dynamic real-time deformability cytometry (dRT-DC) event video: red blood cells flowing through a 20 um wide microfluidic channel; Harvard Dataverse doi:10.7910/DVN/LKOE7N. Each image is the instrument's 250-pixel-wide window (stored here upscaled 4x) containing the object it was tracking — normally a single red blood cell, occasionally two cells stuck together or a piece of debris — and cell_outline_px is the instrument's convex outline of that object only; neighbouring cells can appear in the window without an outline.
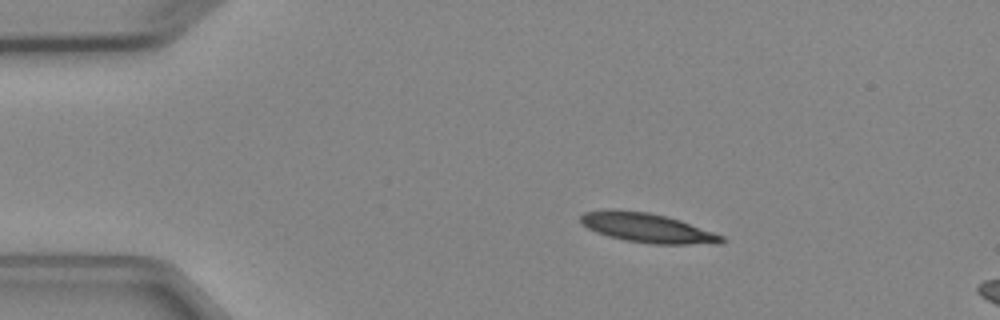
{"species": "Egyptian fruit bat (a non-hibernating species)", "species_latin": "Rousettus aegyptiacus", "temperature_condition": "cold", "stored_images_in_passage": 3, "segment_of_instrument_passage": [1, 2], "camera_frame_rate_fps": 3000, "um_per_image_px": 0.085, "animal": {"sex": "female"}, "frame": {"image": 1, "passage_image": 1, "time_ms": 0.0, "image_size_px": [1000, 320], "cell_outline_px": [[728, 240], [720, 244], [652, 244], [624, 240], [608, 236], [596, 232], [580, 224], [580, 216], [584, 212], [612, 208], [648, 212], [680, 220], [724, 236]], "centroid_in_image_um": [55.01, 19.37], "position_along_channel_um": 30.0, "area_um2": 24.39}}